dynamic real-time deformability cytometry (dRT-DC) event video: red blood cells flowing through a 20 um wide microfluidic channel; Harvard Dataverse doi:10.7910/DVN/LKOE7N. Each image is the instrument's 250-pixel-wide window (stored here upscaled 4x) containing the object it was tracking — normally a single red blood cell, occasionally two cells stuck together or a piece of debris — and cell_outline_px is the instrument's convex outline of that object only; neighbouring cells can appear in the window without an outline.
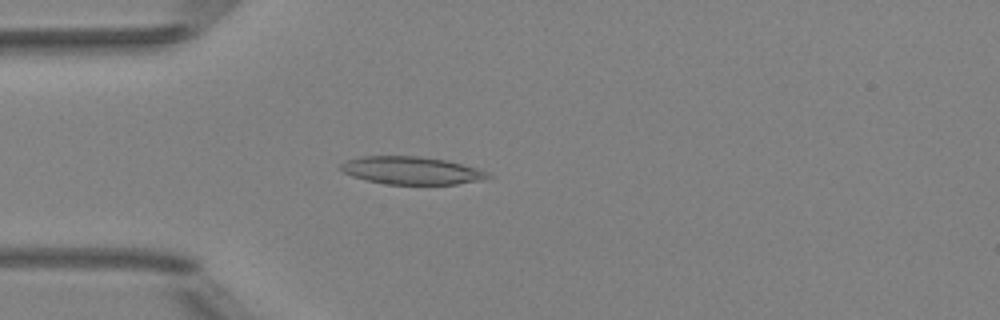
{"species": "Egyptian fruit bat (a non-hibernating species)", "species_latin": "Rousettus aegyptiacus", "temperature_condition": "room temperature", "stored_images_in_passage": 51, "camera_frame_rate_fps": 3000, "um_per_image_px": 0.085, "animal": {"sex": "female"}, "frame": {"image": 1, "passage_image": 14, "time_ms": 4.333, "image_size_px": [1000, 320], "cell_outline_px": [[492, 176], [480, 180], [456, 184], [388, 184], [368, 180], [352, 176], [344, 172], [340, 168], [340, 164], [348, 160], [360, 156], [420, 156], [448, 160], [480, 168], [488, 172]], "centroid_in_image_um": [35.02, 14.48], "position_along_channel_um": 50.0, "area_um2": 23.81}}
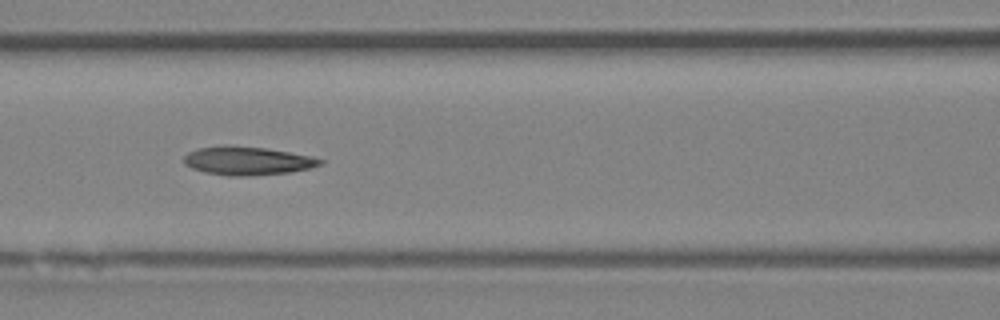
{"frame": {"image": 2, "passage_image": 22, "time_ms": 7.0, "image_size_px": [1000, 320], "cell_outline_px": [[324, 160], [320, 164], [308, 168], [288, 172], [244, 176], [228, 176], [204, 172], [192, 168], [184, 164], [184, 156], [188, 152], [200, 148], [264, 148], [288, 152], [308, 156]], "centroid_in_image_um": [21.01, 13.71], "position_along_channel_um": 145.6, "area_um2": 21.39}}
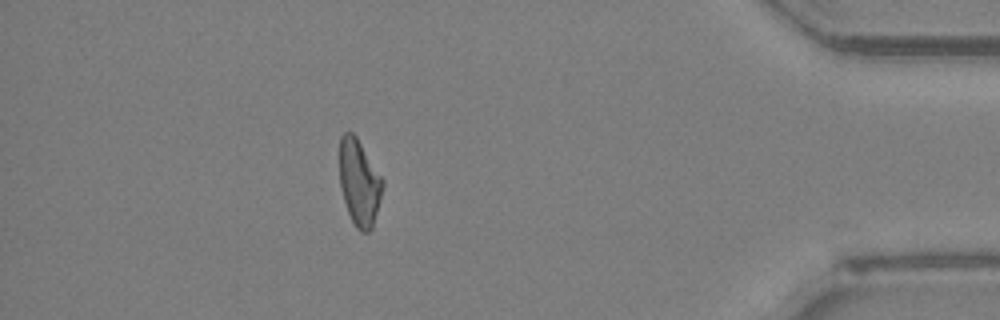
{"frame": {"image": 3, "passage_image": 45, "time_ms": 14.667, "image_size_px": [1000, 320], "cell_outline_px": [[384, 184], [380, 200], [372, 228], [368, 232], [360, 232], [356, 228], [348, 212], [340, 188], [340, 136], [344, 132], [352, 132], [356, 136], [384, 180]], "centroid_in_image_um": [30.54, 15.52], "position_along_channel_um": 404.7, "area_um2": 21.56}, "authors_computed_cell_mechanics": {"area_um2": 22.253, "velocity_mm_per_s": 4.0046, "shape_relaxation_time_tau1_ms": null, "shape_relaxation_time_tau2_ms": 9.1454, "deformation_change_tau1": null, "deformation_change_tau2": 0.2155}}